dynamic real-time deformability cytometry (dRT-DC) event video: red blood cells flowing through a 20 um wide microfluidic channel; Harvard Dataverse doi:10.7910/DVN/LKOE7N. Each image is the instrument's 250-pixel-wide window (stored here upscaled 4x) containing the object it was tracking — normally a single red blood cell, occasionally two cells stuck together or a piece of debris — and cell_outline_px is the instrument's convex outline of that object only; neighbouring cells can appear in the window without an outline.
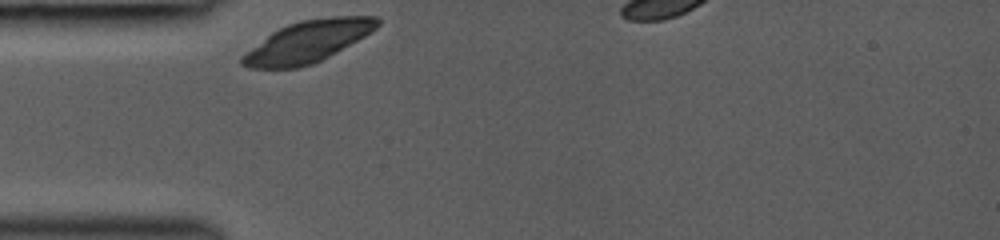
{"species": "common noctule bat (a hibernating species)", "species_latin": "Nyctalus noctula", "temperature_condition": "room temperature", "stored_images_in_passage": 1, "camera_frame_rate_fps": 3000, "um_per_image_px": 0.085, "animal": {"sex": "female", "body_mass_g": 19.0, "forearm_length_mm": 53.3}, "frame": {"image": 1, "passage_image": 1, "time_ms": 0.0, "image_size_px": [1000, 240], "cell_outline_px": [[380, 24], [372, 32], [328, 56], [312, 64], [300, 68], [248, 68], [240, 64], [240, 56], [272, 32], [288, 24], [300, 20], [332, 16], [376, 16], [380, 20]], "centroid_in_image_um": [26.15, 3.53], "position_along_channel_um": 58.9, "area_um2": 32.54}}